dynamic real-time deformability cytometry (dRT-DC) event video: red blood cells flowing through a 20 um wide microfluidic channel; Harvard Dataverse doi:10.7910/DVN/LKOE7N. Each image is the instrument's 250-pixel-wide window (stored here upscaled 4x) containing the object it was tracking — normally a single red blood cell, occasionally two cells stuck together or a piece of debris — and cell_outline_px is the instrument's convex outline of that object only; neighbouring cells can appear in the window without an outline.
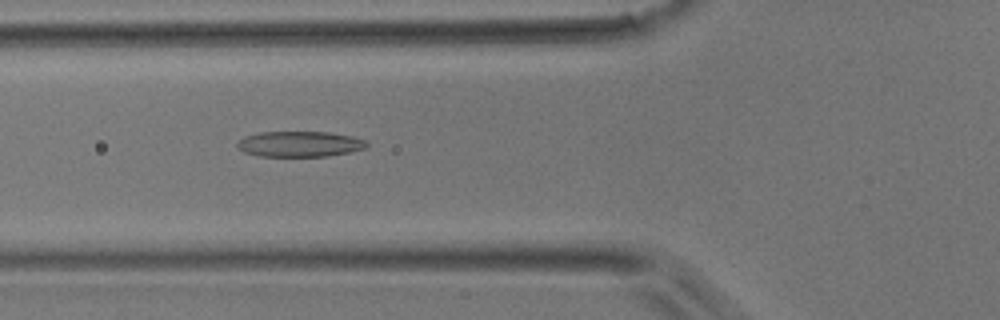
{"species": "common noctule bat (a hibernating species)", "species_latin": "Nyctalus noctula", "temperature_condition": "room temperature", "stored_images_in_passage": 37, "camera_frame_rate_fps": 3000, "um_per_image_px": 0.085, "animal": {"sex": "male", "body_mass_g": 17.9}, "frame": {"image": 1, "passage_image": 8, "time_ms": 2.333, "image_size_px": [1000, 320], "cell_outline_px": [[368, 144], [364, 148], [348, 152], [324, 156], [260, 156], [244, 152], [236, 148], [236, 144], [244, 136], [260, 132], [328, 132], [352, 136], [364, 140]], "centroid_in_image_um": [25.42, 12.24], "position_along_channel_um": 100.4, "area_um2": 19.13}}
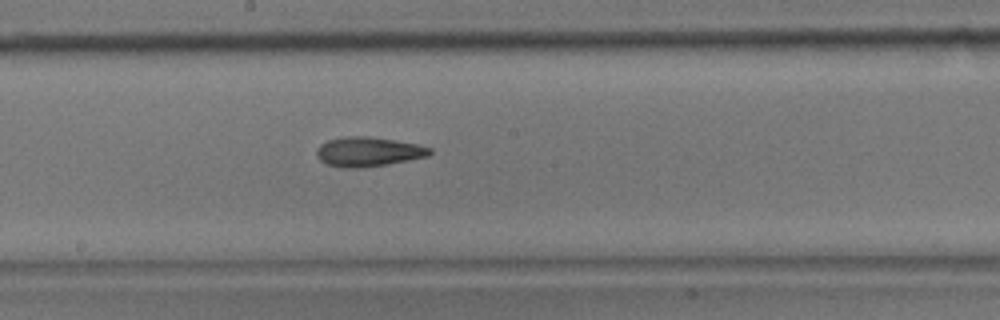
{"frame": {"image": 2, "passage_image": 16, "time_ms": 5.0, "image_size_px": [1000, 320], "cell_outline_px": [[432, 152], [428, 156], [388, 164], [360, 168], [344, 168], [328, 164], [320, 160], [316, 156], [316, 148], [320, 144], [328, 140], [344, 136], [368, 136], [420, 144], [432, 148]], "centroid_in_image_um": [31.3, 12.89], "position_along_channel_um": 216.9, "area_um2": 19.59}}
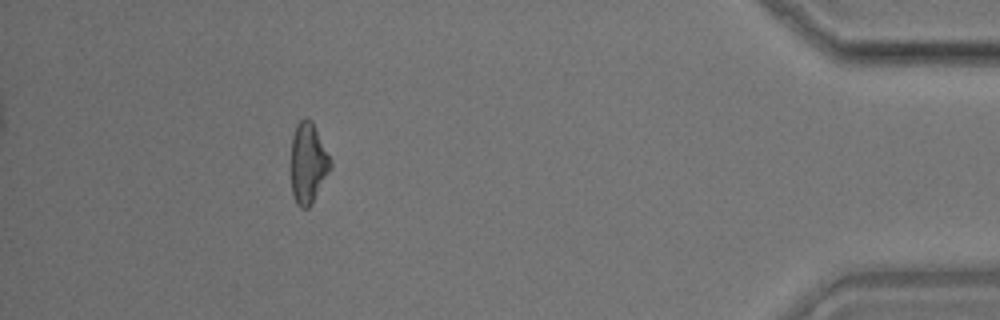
{"frame": {"image": 3, "passage_image": 33, "time_ms": 10.667, "image_size_px": [1000, 320], "cell_outline_px": [[332, 168], [312, 204], [308, 208], [300, 208], [296, 204], [292, 196], [292, 136], [296, 124], [304, 116], [312, 120], [332, 164]], "centroid_in_image_um": [26.19, 13.88], "position_along_channel_um": 409.0, "area_um2": 18.55}}